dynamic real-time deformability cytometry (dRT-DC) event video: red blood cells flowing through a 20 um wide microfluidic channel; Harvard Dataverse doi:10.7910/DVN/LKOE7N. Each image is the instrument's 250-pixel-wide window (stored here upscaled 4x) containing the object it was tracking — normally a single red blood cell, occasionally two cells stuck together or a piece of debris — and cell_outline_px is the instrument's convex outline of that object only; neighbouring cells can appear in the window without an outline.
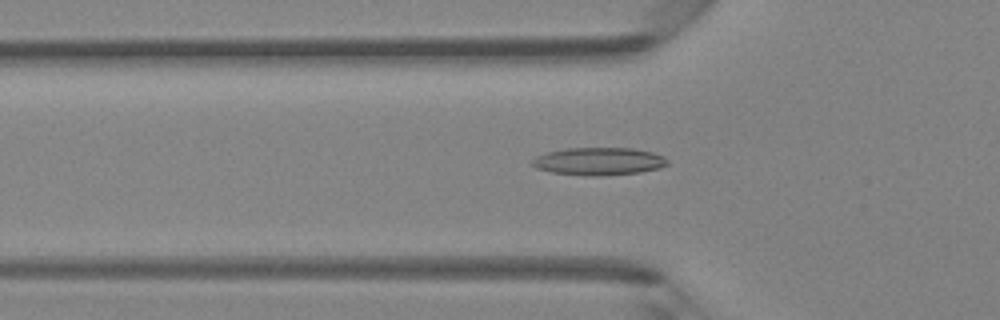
{"species": "Egyptian fruit bat (a non-hibernating species)", "species_latin": "Rousettus aegyptiacus", "temperature_condition": "room temperature", "stored_images_in_passage": 46, "camera_frame_rate_fps": 3000, "um_per_image_px": 0.085, "animal": {"sex": "female"}, "frame": {"image": 1, "passage_image": 15, "time_ms": 4.667, "image_size_px": [1000, 320], "cell_outline_px": [[668, 164], [660, 168], [640, 172], [600, 176], [588, 176], [552, 172], [536, 168], [532, 164], [532, 160], [536, 156], [548, 152], [568, 148], [632, 148], [652, 152], [664, 156], [668, 160]], "centroid_in_image_um": [50.92, 13.71], "position_along_channel_um": 74.9, "area_um2": 21.79}}
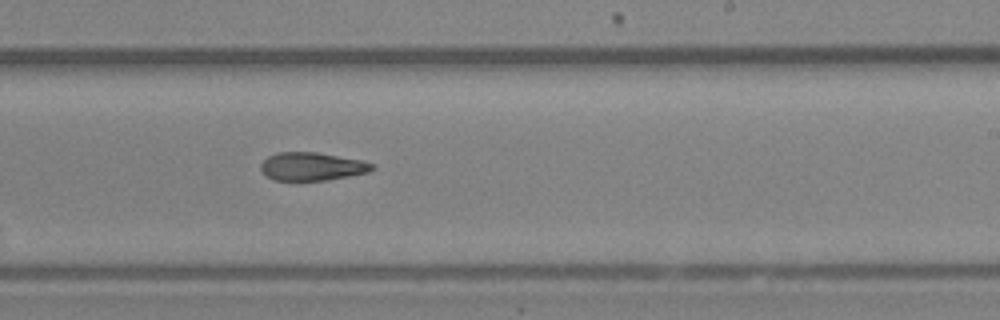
{"frame": {"image": 2, "passage_image": 28, "time_ms": 9.0, "image_size_px": [1000, 320], "cell_outline_px": [[376, 168], [368, 172], [348, 176], [324, 180], [296, 184], [276, 180], [260, 172], [260, 164], [268, 156], [276, 152], [316, 152], [360, 160], [376, 164]], "centroid_in_image_um": [26.46, 14.19], "position_along_channel_um": 262.5, "area_um2": 18.9}}
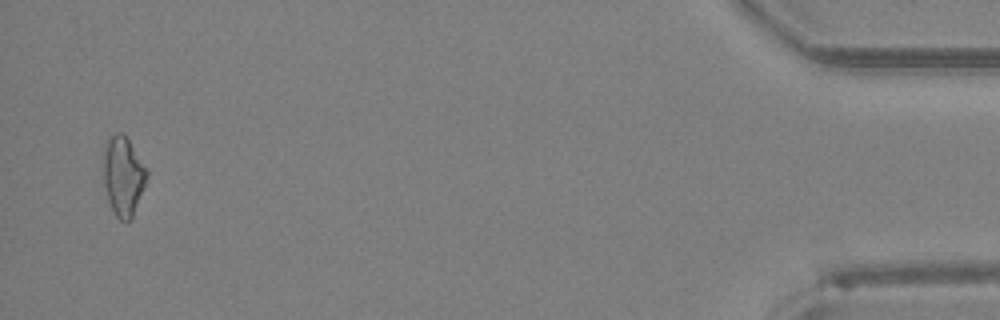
{"frame": {"image": 3, "passage_image": 45, "time_ms": 14.667, "image_size_px": [1000, 320], "cell_outline_px": [[148, 176], [132, 216], [128, 220], [120, 220], [116, 216], [108, 200], [104, 184], [104, 144], [108, 136], [116, 132], [120, 132], [128, 140], [148, 172]], "centroid_in_image_um": [10.45, 14.93], "position_along_channel_um": 424.8, "area_um2": 19.54}}